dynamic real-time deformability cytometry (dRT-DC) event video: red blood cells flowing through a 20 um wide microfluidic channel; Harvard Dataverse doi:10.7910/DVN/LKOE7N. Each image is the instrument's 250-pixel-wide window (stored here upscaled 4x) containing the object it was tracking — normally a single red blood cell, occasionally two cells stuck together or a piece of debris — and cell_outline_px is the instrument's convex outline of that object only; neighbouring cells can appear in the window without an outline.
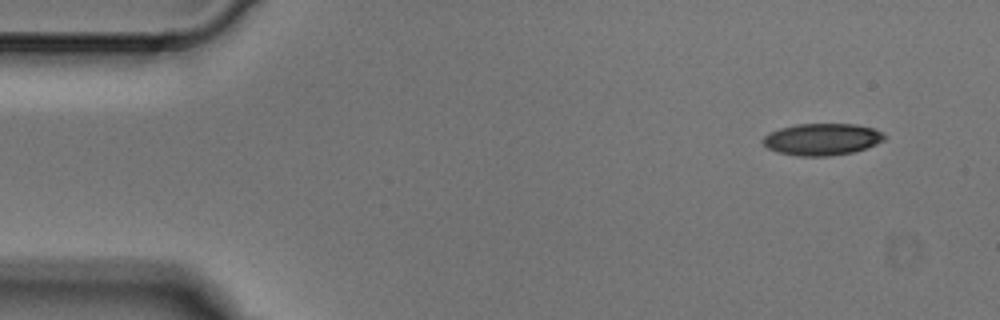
{"species": "Egyptian fruit bat (a non-hibernating species)", "species_latin": "Rousettus aegyptiacus", "temperature_condition": "cold", "stored_images_in_passage": 5, "camera_frame_rate_fps": 3000, "um_per_image_px": 0.085, "animal": {"sex": "male"}, "frame": {"image": 1, "passage_image": 1, "time_ms": 0.0, "image_size_px": [1000, 320], "cell_outline_px": [[884, 140], [876, 144], [852, 152], [832, 156], [796, 156], [776, 152], [768, 148], [764, 144], [764, 136], [780, 128], [796, 124], [856, 124], [876, 128], [884, 136]], "centroid_in_image_um": [69.87, 11.84], "position_along_channel_um": 15.1, "area_um2": 22.43}}
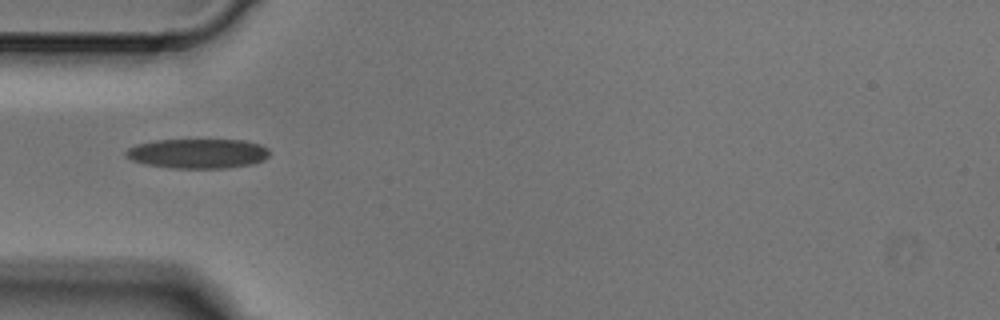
{"frame": {"image": 2, "passage_image": 4, "time_ms": 1.0, "image_size_px": [1000, 320], "cell_outline_px": [[268, 156], [264, 160], [252, 164], [228, 168], [168, 168], [148, 164], [132, 160], [124, 156], [124, 152], [128, 148], [136, 144], [156, 140], [244, 140], [260, 144], [268, 148]], "centroid_in_image_um": [16.8, 13.05], "position_along_channel_um": 68.2, "area_um2": 24.91}}
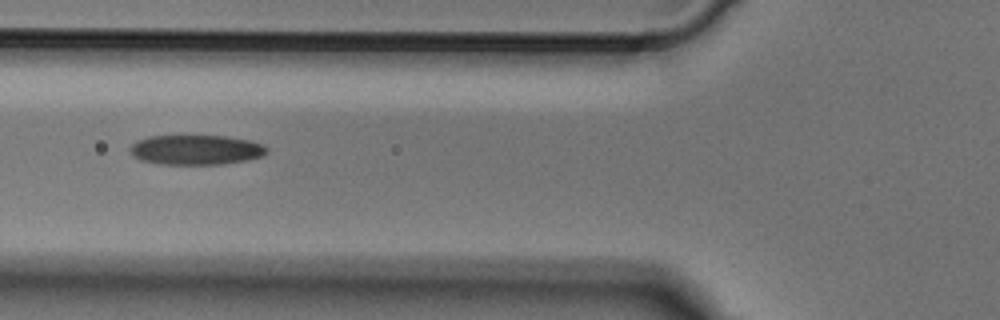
{"frame": {"image": 3, "passage_image": 5, "time_ms": 1.333, "image_size_px": [1000, 320], "cell_outline_px": [[268, 152], [264, 156], [248, 160], [220, 164], [160, 164], [140, 160], [132, 156], [132, 144], [136, 140], [148, 136], [180, 132], [224, 136], [248, 140], [264, 144], [268, 148]], "centroid_in_image_um": [16.64, 12.68], "position_along_channel_um": 109.2, "area_um2": 24.91}}